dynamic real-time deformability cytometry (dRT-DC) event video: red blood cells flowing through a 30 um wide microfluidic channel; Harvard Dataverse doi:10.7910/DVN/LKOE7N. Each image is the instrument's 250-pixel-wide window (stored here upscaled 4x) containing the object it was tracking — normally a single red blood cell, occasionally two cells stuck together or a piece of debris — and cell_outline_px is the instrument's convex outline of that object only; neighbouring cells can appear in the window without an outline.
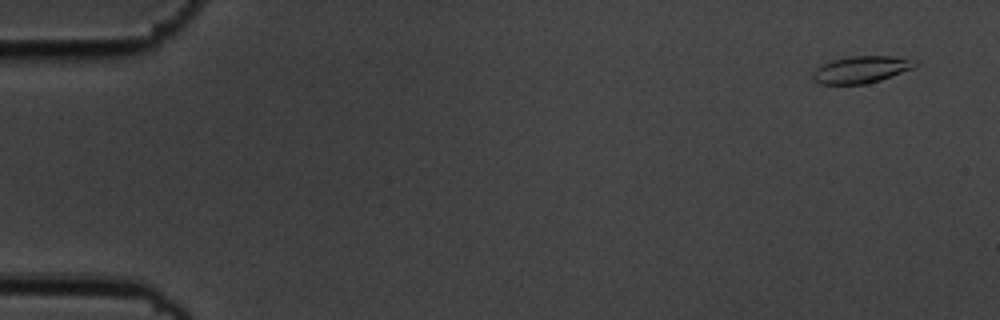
{"species": "common noctule bat (a hibernating species)", "species_latin": "Nyctalus noctula", "temperature_condition": "cold", "stored_images_in_passage": 4, "camera_frame_rate_fps": 3000, "um_per_image_px": 0.085, "animal": {"sex": "male", "body_mass_g": 19.5, "forearm_length_mm": 54.6}, "frame": {"image": 1, "passage_image": 1, "time_ms": 0.0, "image_size_px": [1000, 320], "cell_outline_px": [[920, 64], [912, 68], [880, 80], [864, 84], [820, 84], [812, 80], [812, 72], [816, 68], [832, 60], [848, 56], [892, 56], [920, 60]], "centroid_in_image_um": [73.21, 5.9], "position_along_channel_um": 11.8, "area_um2": 16.18}}
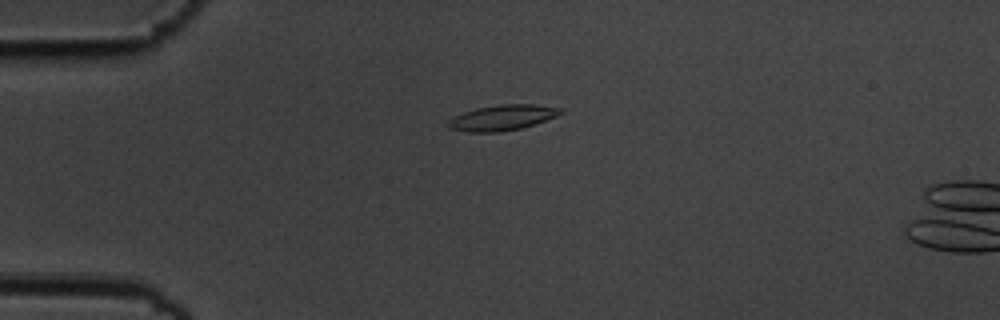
{"frame": {"image": 2, "passage_image": 4, "time_ms": 1.0, "image_size_px": [1000, 320], "cell_outline_px": [[564, 112], [556, 116], [520, 128], [500, 132], [468, 132], [448, 128], [448, 120], [464, 112], [476, 108], [500, 104], [532, 104], [564, 108]], "centroid_in_image_um": [42.7, 9.99], "position_along_channel_um": 42.3, "area_um2": 16.53}}